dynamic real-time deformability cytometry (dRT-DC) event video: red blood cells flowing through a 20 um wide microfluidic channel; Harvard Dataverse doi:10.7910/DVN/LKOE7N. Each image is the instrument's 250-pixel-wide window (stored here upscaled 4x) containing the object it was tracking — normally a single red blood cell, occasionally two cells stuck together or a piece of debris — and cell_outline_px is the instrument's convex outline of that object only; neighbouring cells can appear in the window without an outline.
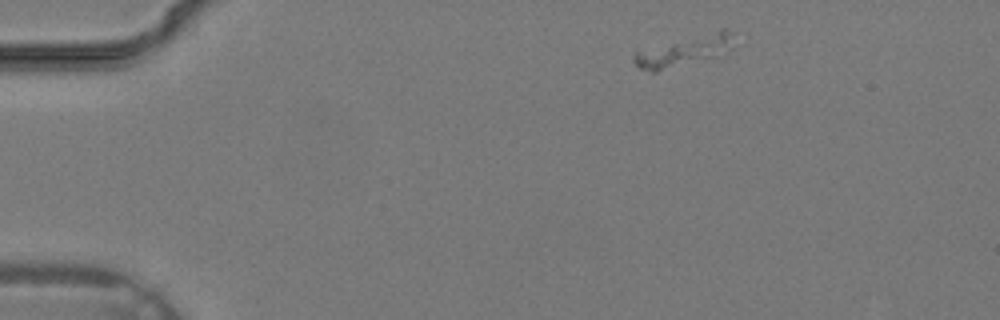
{"species": "common noctule bat (a hibernating species)", "species_latin": "Nyctalus noctula", "temperature_condition": "warm", "stored_images_in_passage": 32, "camera_frame_rate_fps": 3000, "um_per_image_px": 0.085, "animal": {"sex": "male", "body_mass_g": 19.2, "forearm_length_mm": 51.8}, "frame": {"image": 1, "passage_image": 1, "time_ms": 0.0, "image_size_px": [1000, 320], "cell_outline_px": [[736, 32], [732, 48], [728, 52], [716, 56], [656, 72], [652, 72], [640, 68], [632, 60], [632, 56], [636, 52], [720, 28], [724, 28]], "centroid_in_image_um": [58.27, 4.3], "position_along_channel_um": 26.7, "area_um2": 17.63}}
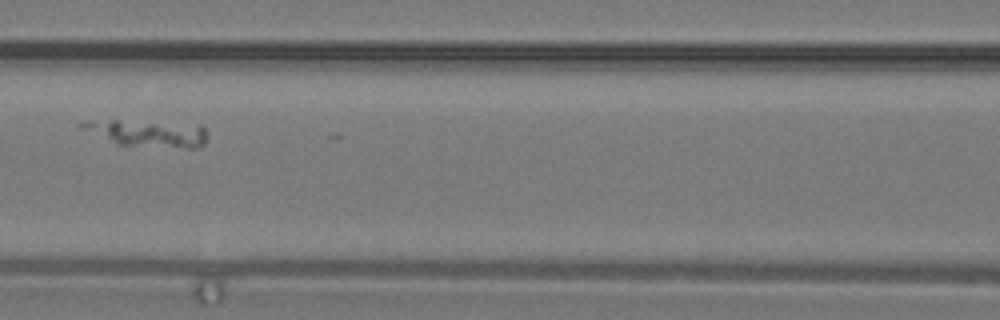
{"frame": {"image": 2, "passage_image": 12, "time_ms": 3.667, "image_size_px": [1000, 320], "cell_outline_px": [[204, 144], [196, 148], [188, 148], [120, 144], [108, 136], [100, 128], [104, 124], [112, 120], [120, 120], [200, 124], [204, 128]], "centroid_in_image_um": [13.2, 11.36], "position_along_channel_um": 153.4, "area_um2": 16.7}}
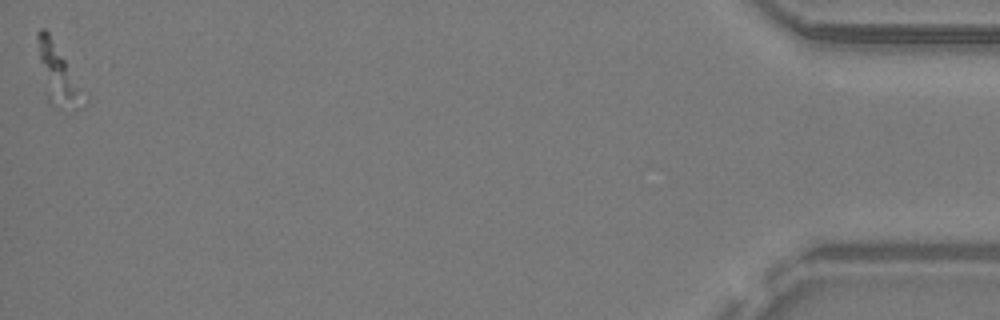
{"frame": {"image": 3, "passage_image": 32, "time_ms": 10.333, "image_size_px": [1000, 320], "cell_outline_px": [[88, 104], [80, 108], [76, 108], [48, 100], [40, 60], [36, 36], [36, 32], [40, 28], [44, 28], [48, 32], [88, 100]], "centroid_in_image_um": [4.95, 6.3], "position_along_channel_um": 430.3, "area_um2": 14.68}}